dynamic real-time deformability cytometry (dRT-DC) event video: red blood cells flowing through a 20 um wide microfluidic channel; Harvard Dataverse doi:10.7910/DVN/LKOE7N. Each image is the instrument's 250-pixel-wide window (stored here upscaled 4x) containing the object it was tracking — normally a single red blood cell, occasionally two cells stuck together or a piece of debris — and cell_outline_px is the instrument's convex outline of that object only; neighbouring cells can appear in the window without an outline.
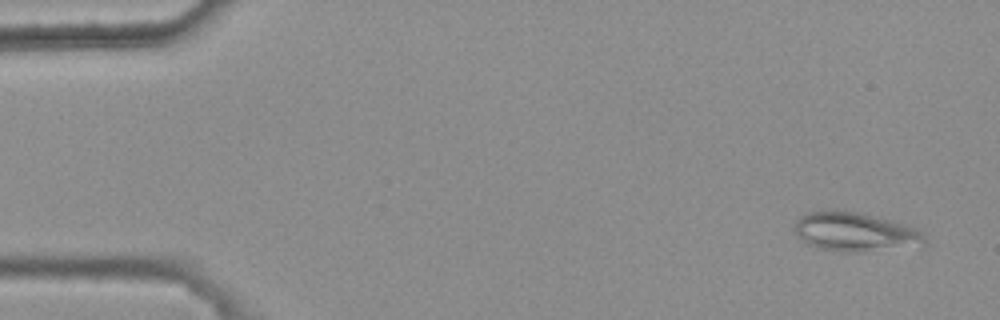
{"species": "common noctule bat (a hibernating species)", "species_latin": "Nyctalus noctula", "temperature_condition": "warm", "stored_images_in_passage": 4, "camera_frame_rate_fps": 3000, "um_per_image_px": 0.085, "animal": {"sex": "female", "body_mass_g": 25.1}, "frame": {"image": 1, "passage_image": 1, "time_ms": 0.0, "image_size_px": [1000, 320], "cell_outline_px": [[924, 244], [856, 252], [844, 252], [816, 248], [808, 244], [796, 232], [796, 220], [800, 216], [808, 212], [820, 208], [832, 208], [860, 212], [904, 224], [916, 228], [924, 232]], "centroid_in_image_um": [72.62, 19.66], "position_along_channel_um": 12.4, "area_um2": 29.54}}